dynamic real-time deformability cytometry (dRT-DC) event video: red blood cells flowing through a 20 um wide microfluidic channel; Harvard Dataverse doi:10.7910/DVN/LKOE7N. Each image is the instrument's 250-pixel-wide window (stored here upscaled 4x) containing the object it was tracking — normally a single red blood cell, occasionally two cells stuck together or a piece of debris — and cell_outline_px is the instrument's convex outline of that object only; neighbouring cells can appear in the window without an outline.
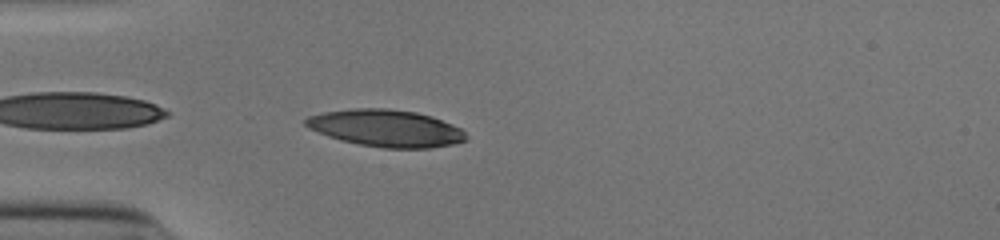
{"species": "human", "species_latin": "Homo sapiens", "temperature_condition": "cold", "stored_images_in_passage": 33, "camera_frame_rate_fps": 3000, "um_per_image_px": 0.085, "donor": {"sex": "male"}, "frame": {"image": 1, "passage_image": 2, "time_ms": 0.333, "image_size_px": [1000, 240], "cell_outline_px": [[468, 140], [452, 144], [432, 148], [384, 148], [360, 144], [340, 140], [328, 136], [308, 128], [304, 124], [304, 120], [308, 116], [324, 112], [352, 108], [388, 108], [416, 112], [432, 116], [452, 124], [460, 128], [468, 136]], "centroid_in_image_um": [32.82, 10.89], "position_along_channel_um": 52.2, "area_um2": 34.74}}
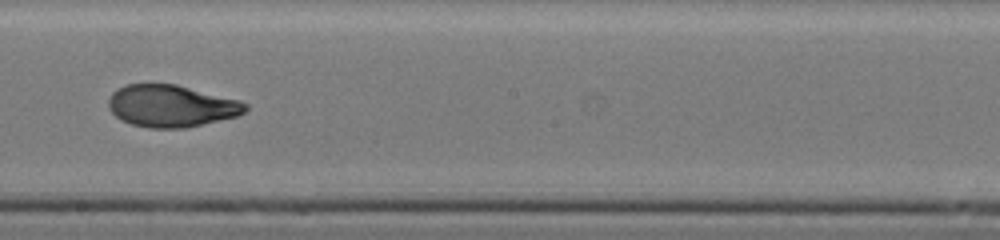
{"frame": {"image": 2, "passage_image": 17, "time_ms": 5.333, "image_size_px": [1000, 240], "cell_outline_px": [[248, 108], [244, 112], [236, 116], [184, 128], [148, 128], [132, 124], [120, 120], [108, 108], [108, 100], [112, 92], [124, 84], [176, 84], [240, 100], [248, 104]], "centroid_in_image_um": [14.53, 9.0], "position_along_channel_um": 233.7, "area_um2": 33.52}}
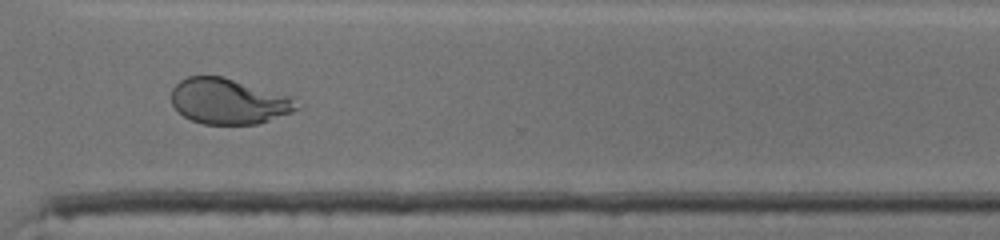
{"frame": {"image": 3, "passage_image": 26, "time_ms": 8.333, "image_size_px": [1000, 240], "cell_outline_px": [[300, 108], [292, 112], [256, 124], [204, 124], [192, 120], [184, 116], [172, 104], [172, 88], [180, 80], [188, 76], [220, 76], [296, 96]], "centroid_in_image_um": [19.49, 8.6], "position_along_channel_um": 351.1, "area_um2": 33.47}, "authors_computed_cell_mechanics": {"area_um2": 34.391, "velocity_mm_per_s": 3.9121, "shape_relaxation_time_tau1_ms": 5.7768, "shape_relaxation_time_tau2_ms": 1.2867, "deformation_change_tau1": 0.2255, "deformation_change_tau2": 0.0653}}